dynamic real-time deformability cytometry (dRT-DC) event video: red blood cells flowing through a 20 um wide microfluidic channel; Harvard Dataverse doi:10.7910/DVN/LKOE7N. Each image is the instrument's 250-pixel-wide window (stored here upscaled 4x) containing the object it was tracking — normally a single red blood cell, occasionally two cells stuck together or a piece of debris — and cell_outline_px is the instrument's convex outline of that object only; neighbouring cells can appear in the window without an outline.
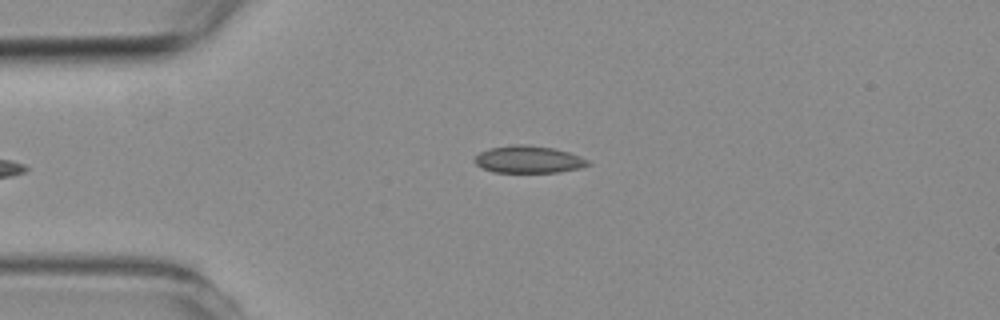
{"species": "common noctule bat (a hibernating species)", "species_latin": "Nyctalus noctula", "temperature_condition": "room temperature", "stored_images_in_passage": 7, "camera_frame_rate_fps": 3000, "um_per_image_px": 0.085, "animal": {"sex": "female", "body_mass_g": 19.3, "forearm_length_mm": 54.1}, "frame": {"image": 1, "passage_image": 7, "time_ms": 7.0, "image_size_px": [1000, 320], "cell_outline_px": [[592, 164], [580, 168], [556, 172], [492, 172], [476, 164], [476, 156], [480, 152], [488, 148], [516, 144], [528, 144], [556, 148], [580, 156], [588, 160]], "centroid_in_image_um": [44.95, 13.54], "position_along_channel_um": 40.0, "area_um2": 17.98}}